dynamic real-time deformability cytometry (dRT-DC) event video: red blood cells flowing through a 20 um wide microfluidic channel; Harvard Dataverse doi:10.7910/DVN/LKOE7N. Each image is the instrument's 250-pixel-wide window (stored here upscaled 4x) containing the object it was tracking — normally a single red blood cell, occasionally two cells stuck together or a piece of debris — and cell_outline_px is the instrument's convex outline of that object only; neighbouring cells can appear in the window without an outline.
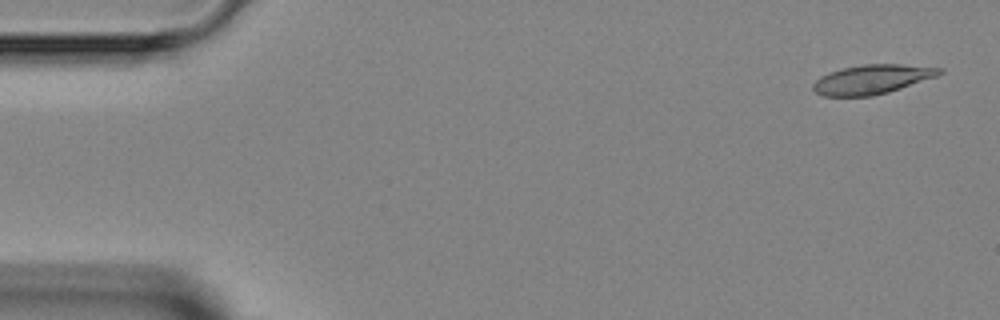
{"species": "Egyptian fruit bat (a non-hibernating species)", "species_latin": "Rousettus aegyptiacus", "temperature_condition": "room temperature", "stored_images_in_passage": 5, "camera_frame_rate_fps": 3000, "um_per_image_px": 0.085, "animal": {"sex": "female"}, "frame": {"image": 1, "passage_image": 1, "time_ms": 0.0, "image_size_px": [1000, 320], "cell_outline_px": [[944, 72], [936, 76], [888, 92], [872, 96], [824, 96], [816, 92], [812, 88], [812, 84], [820, 76], [828, 72], [844, 68], [864, 64], [900, 64], [944, 68]], "centroid_in_image_um": [74.11, 6.74], "position_along_channel_um": 10.9, "area_um2": 21.44}}
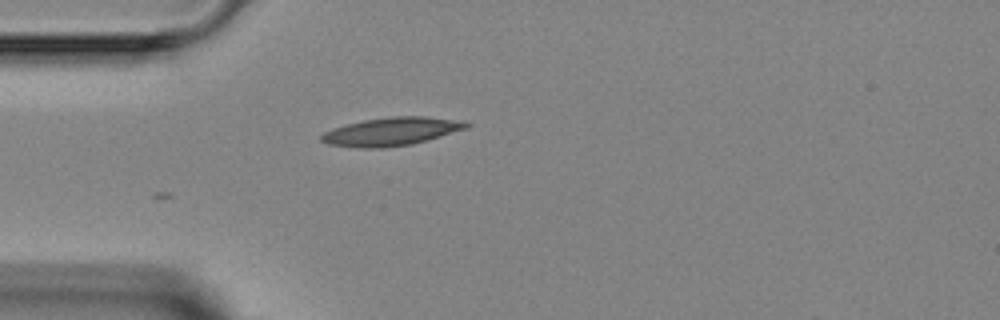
{"frame": {"image": 2, "passage_image": 4, "time_ms": 3.667, "image_size_px": [1000, 320], "cell_outline_px": [[472, 124], [468, 128], [412, 144], [380, 148], [364, 148], [328, 144], [320, 140], [320, 136], [324, 132], [332, 128], [364, 120], [392, 116], [424, 116], [460, 120]], "centroid_in_image_um": [33.28, 11.17], "position_along_channel_um": 51.7, "area_um2": 23.7}}